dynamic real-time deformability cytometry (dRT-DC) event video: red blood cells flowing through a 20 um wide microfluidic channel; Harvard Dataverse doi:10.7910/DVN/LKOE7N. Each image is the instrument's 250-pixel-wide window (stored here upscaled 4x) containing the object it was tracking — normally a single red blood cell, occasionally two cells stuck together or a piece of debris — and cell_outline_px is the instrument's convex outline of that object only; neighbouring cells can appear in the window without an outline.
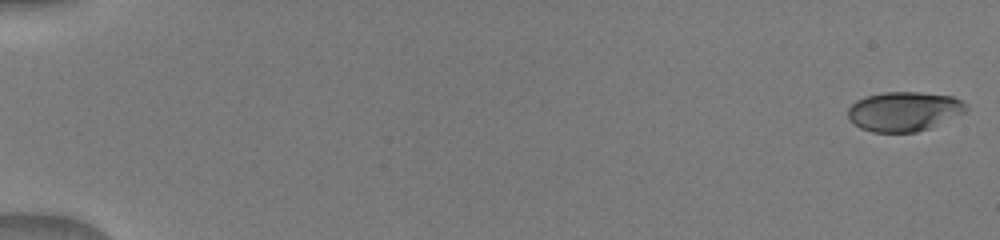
{"species": "human", "species_latin": "Homo sapiens", "temperature_condition": "warm", "stored_images_in_passage": 79, "camera_frame_rate_fps": 3000, "um_per_image_px": 0.085, "donor": {"sex": "male"}, "frame": {"image": 1, "passage_image": 1, "time_ms": 0.0, "image_size_px": [1000, 240], "cell_outline_px": [[968, 108], [964, 112], [932, 128], [916, 132], [872, 132], [860, 128], [848, 120], [848, 108], [856, 100], [864, 96], [884, 92], [920, 92], [952, 96], [968, 104]], "centroid_in_image_um": [76.83, 9.47], "position_along_channel_um": 8.2, "area_um2": 27.46}}
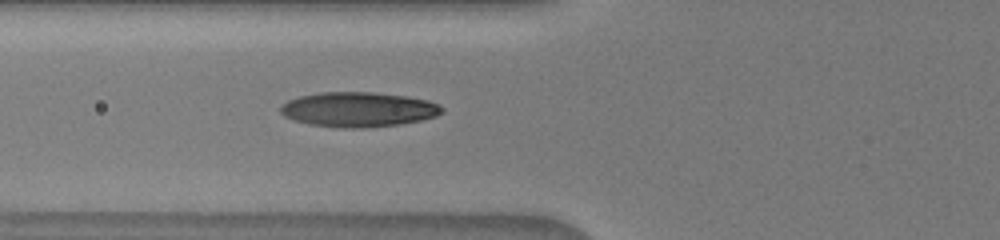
{"frame": {"image": 2, "passage_image": 33, "time_ms": 6.667, "image_size_px": [1000, 240], "cell_outline_px": [[444, 112], [436, 116], [420, 120], [400, 124], [364, 128], [352, 128], [308, 124], [284, 116], [280, 112], [280, 108], [288, 100], [300, 96], [320, 92], [372, 92], [408, 96], [428, 100], [440, 104], [444, 108]], "centroid_in_image_um": [30.51, 9.29], "position_along_channel_um": 95.3, "area_um2": 32.71}}
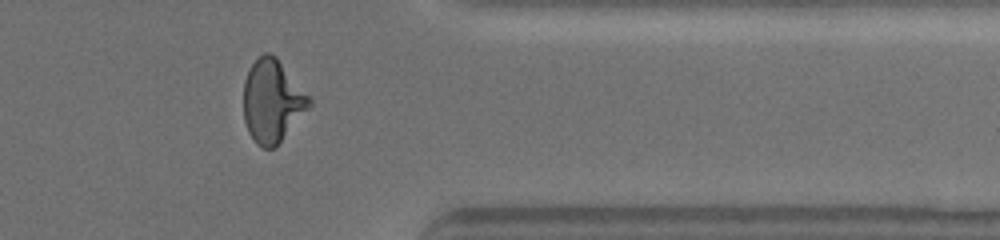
{"frame": {"image": 3, "passage_image": 67, "time_ms": 14.0, "image_size_px": [1000, 240], "cell_outline_px": [[312, 104], [280, 140], [272, 148], [260, 148], [256, 144], [248, 132], [244, 120], [244, 80], [252, 64], [264, 52], [268, 52], [276, 56], [312, 100]], "centroid_in_image_um": [23.12, 8.58], "position_along_channel_um": 388.3, "area_um2": 31.1}}